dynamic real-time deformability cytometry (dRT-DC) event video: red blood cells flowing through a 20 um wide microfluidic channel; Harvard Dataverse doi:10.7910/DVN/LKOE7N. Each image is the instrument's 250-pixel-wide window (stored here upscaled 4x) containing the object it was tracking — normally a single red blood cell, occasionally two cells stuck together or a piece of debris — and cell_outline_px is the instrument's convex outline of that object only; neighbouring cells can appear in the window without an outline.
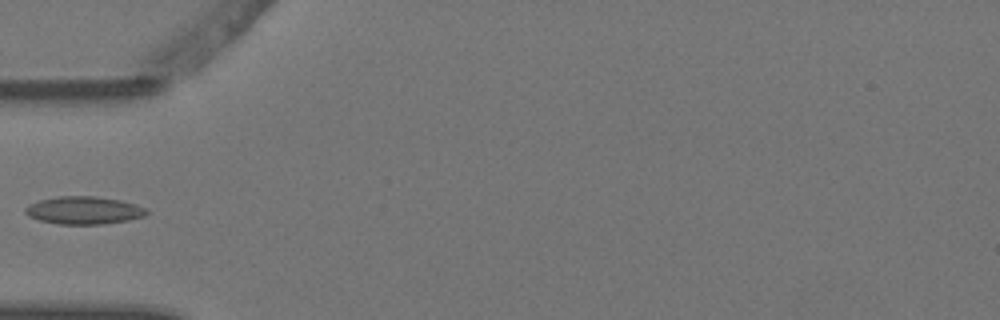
{"species": "Egyptian fruit bat (a non-hibernating species)", "species_latin": "Rousettus aegyptiacus", "temperature_condition": "warm", "stored_images_in_passage": 1, "camera_frame_rate_fps": 3000, "um_per_image_px": 0.085, "animal": {"sex": "female"}, "frame": {"image": 1, "passage_image": 1, "time_ms": 0.0, "image_size_px": [1000, 320], "cell_outline_px": [[148, 212], [144, 216], [128, 220], [104, 224], [60, 224], [40, 220], [28, 216], [24, 212], [24, 208], [40, 200], [56, 196], [96, 196], [120, 200], [136, 204], [148, 208]], "centroid_in_image_um": [7.16, 17.87], "position_along_channel_um": 77.8, "area_um2": 19.59}}